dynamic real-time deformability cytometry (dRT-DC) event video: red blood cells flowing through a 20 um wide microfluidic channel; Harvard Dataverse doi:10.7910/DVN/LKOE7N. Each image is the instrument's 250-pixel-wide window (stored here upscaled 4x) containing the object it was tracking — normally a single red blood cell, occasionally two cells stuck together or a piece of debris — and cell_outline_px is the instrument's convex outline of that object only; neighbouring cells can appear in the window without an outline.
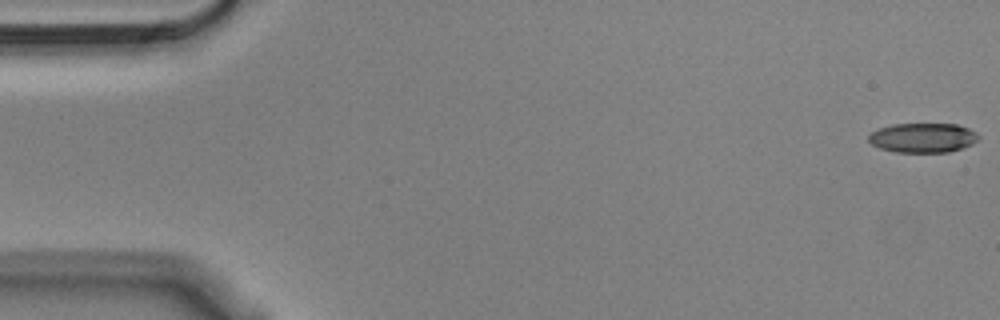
{"species": "Egyptian fruit bat (a non-hibernating species)", "species_latin": "Rousettus aegyptiacus", "temperature_condition": "cold", "stored_images_in_passage": 9, "camera_frame_rate_fps": 3000, "um_per_image_px": 0.085, "animal": {"sex": "male"}, "frame": {"image": 1, "passage_image": 1, "time_ms": 0.0, "image_size_px": [1000, 320], "cell_outline_px": [[980, 140], [972, 144], [948, 152], [896, 152], [880, 148], [872, 144], [868, 140], [868, 136], [872, 132], [880, 128], [892, 124], [956, 124], [968, 128], [976, 132], [980, 136]], "centroid_in_image_um": [78.47, 11.71], "position_along_channel_um": 6.5, "area_um2": 18.9}}